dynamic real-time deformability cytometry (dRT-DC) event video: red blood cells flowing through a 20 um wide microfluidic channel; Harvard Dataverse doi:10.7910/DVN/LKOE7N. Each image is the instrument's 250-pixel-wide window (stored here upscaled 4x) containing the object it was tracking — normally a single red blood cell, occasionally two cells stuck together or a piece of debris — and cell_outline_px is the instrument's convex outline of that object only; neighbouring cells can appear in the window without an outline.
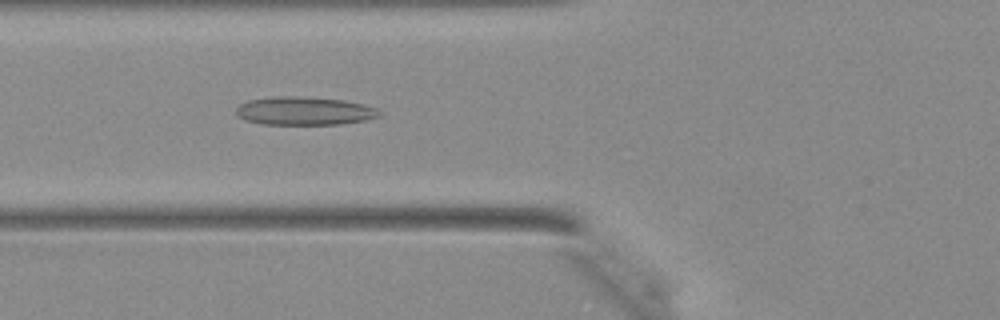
{"species": "Egyptian fruit bat (a non-hibernating species)", "species_latin": "Rousettus aegyptiacus", "temperature_condition": "warm", "stored_images_in_passage": 10, "camera_frame_rate_fps": 3000, "um_per_image_px": 0.085, "animal": {"sex": "female"}, "frame": {"image": 1, "passage_image": 3, "time_ms": 0.667, "image_size_px": [1000, 320], "cell_outline_px": [[380, 116], [364, 120], [340, 124], [260, 124], [244, 120], [236, 116], [236, 108], [240, 104], [248, 100], [272, 96], [296, 96], [340, 100], [360, 104], [376, 108], [380, 112]], "centroid_in_image_um": [25.78, 9.43], "position_along_channel_um": 100.0, "area_um2": 23.47}}
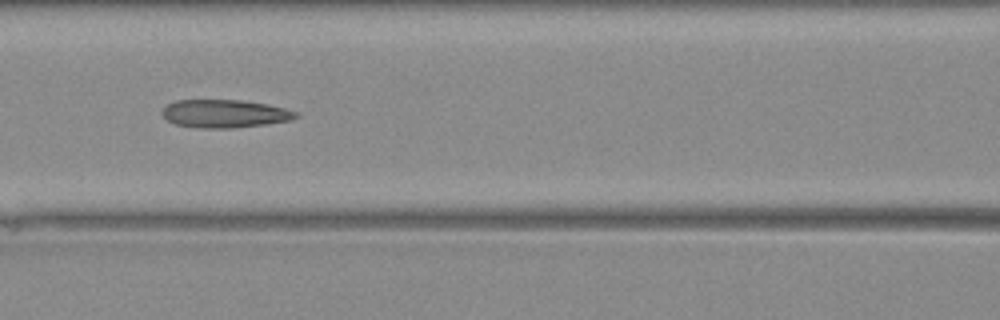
{"frame": {"image": 2, "passage_image": 6, "time_ms": 1.667, "image_size_px": [1000, 320], "cell_outline_px": [[300, 116], [292, 120], [264, 124], [232, 128], [196, 128], [176, 124], [168, 120], [160, 112], [168, 104], [176, 100], [240, 100], [268, 104], [300, 112]], "centroid_in_image_um": [19.13, 9.66], "position_along_channel_um": 147.5, "area_um2": 21.91}}
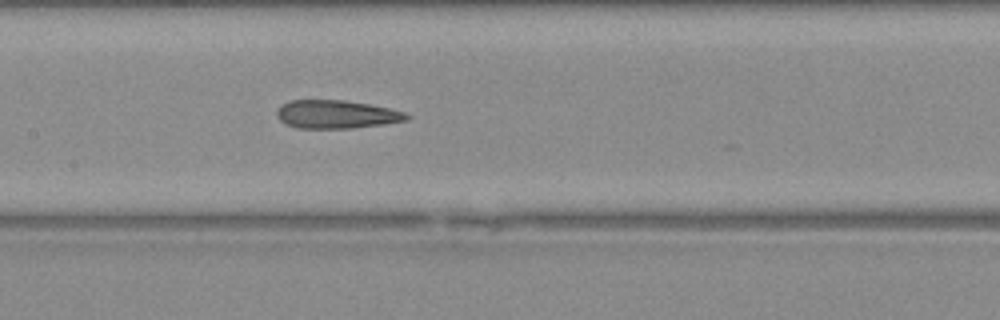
{"frame": {"image": 3, "passage_image": 8, "time_ms": 2.333, "image_size_px": [1000, 320], "cell_outline_px": [[412, 116], [408, 120], [384, 124], [352, 128], [296, 128], [284, 124], [276, 116], [276, 112], [284, 104], [292, 100], [344, 100], [368, 104], [388, 108], [404, 112]], "centroid_in_image_um": [28.6, 9.73], "position_along_channel_um": 178.8, "area_um2": 21.33}}